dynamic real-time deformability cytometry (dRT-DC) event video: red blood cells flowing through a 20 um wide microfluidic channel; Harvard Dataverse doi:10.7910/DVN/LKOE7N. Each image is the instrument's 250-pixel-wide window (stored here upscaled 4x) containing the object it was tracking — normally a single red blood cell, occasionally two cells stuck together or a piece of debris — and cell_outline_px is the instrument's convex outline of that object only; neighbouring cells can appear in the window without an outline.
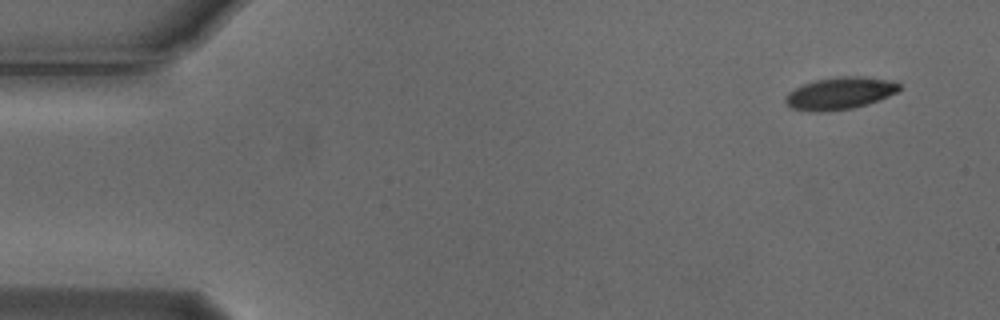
{"species": "Egyptian fruit bat (a non-hibernating species)", "species_latin": "Rousettus aegyptiacus", "temperature_condition": "cold", "stored_images_in_passage": 5, "camera_frame_rate_fps": 3000, "um_per_image_px": 0.085, "animal": {"sex": "male"}, "frame": {"image": 1, "passage_image": 1, "time_ms": 0.0, "image_size_px": [1000, 320], "cell_outline_px": [[900, 88], [896, 92], [888, 96], [868, 104], [852, 108], [820, 112], [808, 112], [792, 108], [784, 104], [784, 96], [788, 92], [804, 84], [816, 80], [840, 76], [860, 76], [888, 80], [900, 84]], "centroid_in_image_um": [71.33, 7.94], "position_along_channel_um": 13.7, "area_um2": 21.33}}